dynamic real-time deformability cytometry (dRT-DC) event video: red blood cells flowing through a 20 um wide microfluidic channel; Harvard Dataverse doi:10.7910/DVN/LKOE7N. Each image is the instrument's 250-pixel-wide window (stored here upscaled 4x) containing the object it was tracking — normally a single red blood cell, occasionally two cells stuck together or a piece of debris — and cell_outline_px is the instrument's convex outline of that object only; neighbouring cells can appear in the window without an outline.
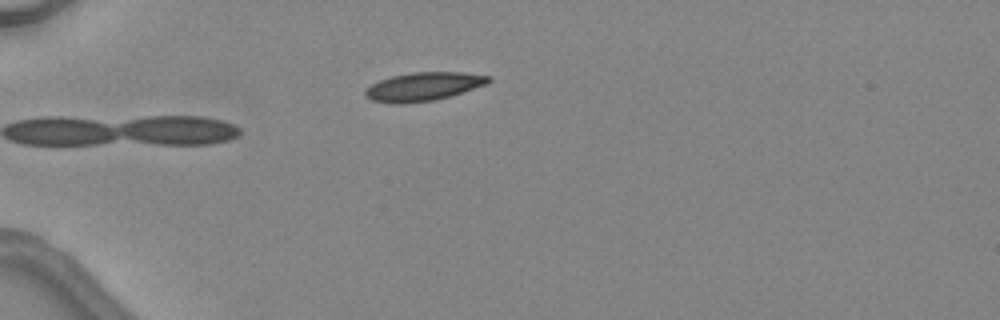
{"species": "common noctule bat (a hibernating species)", "species_latin": "Nyctalus noctula", "temperature_condition": "warm", "stored_images_in_passage": 6, "camera_frame_rate_fps": 3000, "um_per_image_px": 0.085, "animal": {"sex": "female", "body_mass_g": 24.6, "forearm_length_mm": 56.2}, "frame": {"image": 1, "passage_image": 5, "time_ms": 6.0, "image_size_px": [1000, 320], "cell_outline_px": [[492, 80], [488, 84], [452, 96], [436, 100], [404, 104], [392, 104], [372, 100], [364, 96], [364, 92], [372, 84], [380, 80], [392, 76], [412, 72], [464, 72], [492, 76]], "centroid_in_image_um": [36.04, 7.36], "position_along_channel_um": 49.0, "area_um2": 20.81}}